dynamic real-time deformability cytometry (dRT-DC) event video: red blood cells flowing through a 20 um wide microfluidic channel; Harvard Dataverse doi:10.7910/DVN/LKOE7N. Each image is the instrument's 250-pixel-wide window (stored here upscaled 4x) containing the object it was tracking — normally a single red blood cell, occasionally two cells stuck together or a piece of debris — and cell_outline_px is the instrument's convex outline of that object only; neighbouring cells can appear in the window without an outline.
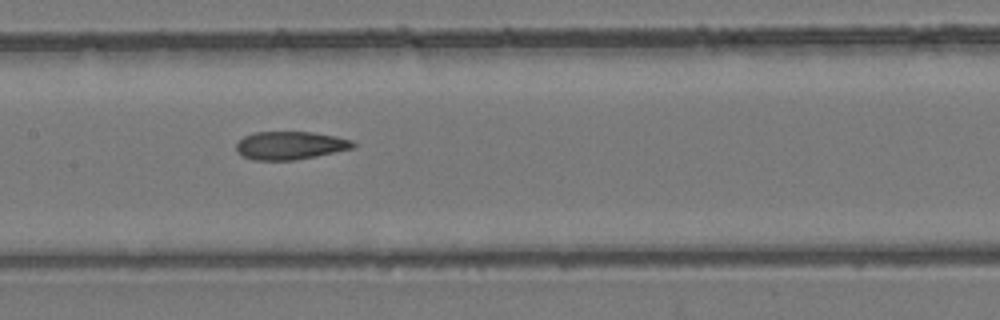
{"species": "common noctule bat (a hibernating species)", "species_latin": "Nyctalus noctula", "temperature_condition": "room temperature", "stored_images_in_passage": 4, "camera_frame_rate_fps": 3000, "um_per_image_px": 0.085, "animal": {"sex": "female", "body_mass_g": 24.6, "forearm_length_mm": 56.2}, "frame": {"image": 1, "passage_image": 4, "time_ms": 3.333, "image_size_px": [1000, 320], "cell_outline_px": [[356, 144], [352, 148], [316, 156], [296, 160], [252, 160], [236, 152], [236, 144], [244, 136], [256, 132], [312, 132], [336, 136], [352, 140]], "centroid_in_image_um": [24.65, 12.36], "position_along_channel_um": 182.8, "area_um2": 19.07}}